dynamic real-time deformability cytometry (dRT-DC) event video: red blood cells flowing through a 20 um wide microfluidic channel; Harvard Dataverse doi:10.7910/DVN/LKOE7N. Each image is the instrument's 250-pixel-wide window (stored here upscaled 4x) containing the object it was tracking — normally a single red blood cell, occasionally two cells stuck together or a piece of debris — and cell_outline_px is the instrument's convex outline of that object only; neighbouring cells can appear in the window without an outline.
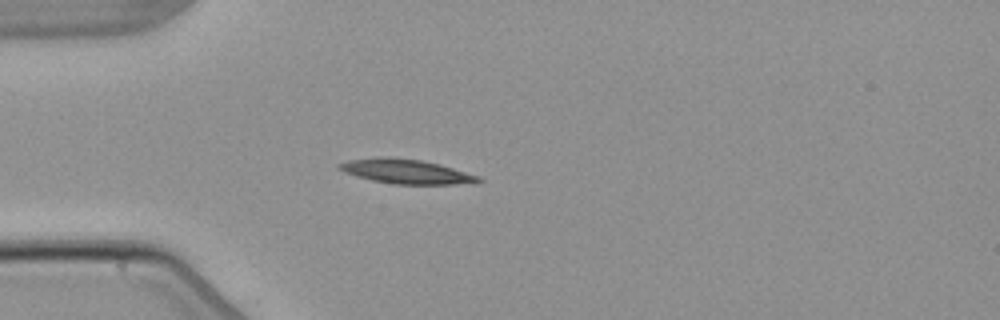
{"species": "common noctule bat (a hibernating species)", "species_latin": "Nyctalus noctula", "temperature_condition": "warm", "stored_images_in_passage": 4, "camera_frame_rate_fps": 3000, "um_per_image_px": 0.085, "animal": {"sex": "male", "body_mass_g": 21.5, "forearm_length_mm": 52.0}, "frame": {"image": 1, "passage_image": 4, "time_ms": 3.667, "image_size_px": [1000, 320], "cell_outline_px": [[484, 180], [472, 184], [392, 184], [372, 180], [356, 176], [344, 172], [336, 168], [336, 164], [348, 160], [376, 156], [392, 156], [424, 160], [440, 164], [480, 176]], "centroid_in_image_um": [34.51, 14.56], "position_along_channel_um": 50.5, "area_um2": 20.35}}